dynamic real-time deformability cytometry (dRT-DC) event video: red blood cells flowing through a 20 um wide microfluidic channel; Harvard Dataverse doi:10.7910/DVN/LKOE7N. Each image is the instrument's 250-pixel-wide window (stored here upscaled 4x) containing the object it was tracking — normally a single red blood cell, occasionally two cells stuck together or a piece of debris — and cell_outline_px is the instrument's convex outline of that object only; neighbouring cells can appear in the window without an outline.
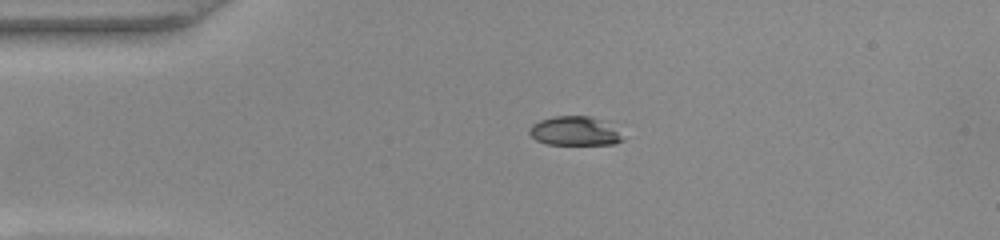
{"species": "common noctule bat (a hibernating species)", "species_latin": "Nyctalus noctula", "temperature_condition": "warm", "stored_images_in_passage": 40, "camera_frame_rate_fps": 3000, "um_per_image_px": 0.085, "animal": {"sex": "female", "body_mass_g": 22.0, "forearm_length_mm": 56.7}, "frame": {"image": 1, "passage_image": 1, "time_ms": 0.0, "image_size_px": [1000, 240], "cell_outline_px": [[624, 140], [612, 144], [548, 144], [536, 140], [528, 132], [528, 128], [532, 124], [540, 120], [552, 116], [588, 116], [604, 120]], "centroid_in_image_um": [48.77, 11.13], "position_along_channel_um": 36.2, "area_um2": 15.55}}
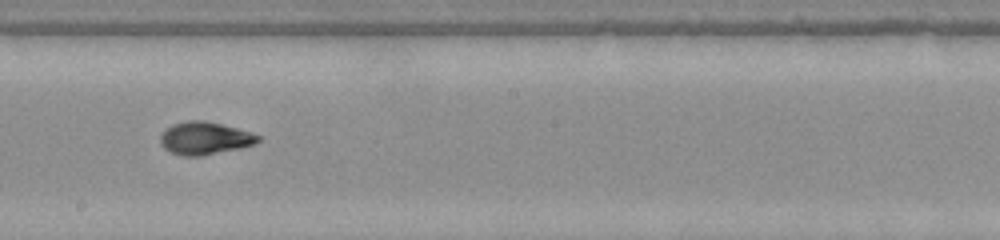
{"frame": {"image": 2, "passage_image": 18, "time_ms": 5.667, "image_size_px": [1000, 240], "cell_outline_px": [[260, 140], [252, 144], [240, 148], [200, 156], [184, 156], [172, 152], [164, 148], [160, 144], [160, 136], [164, 128], [172, 124], [188, 120], [204, 120], [252, 132], [260, 136]], "centroid_in_image_um": [17.36, 11.74], "position_along_channel_um": 230.8, "area_um2": 18.55}}
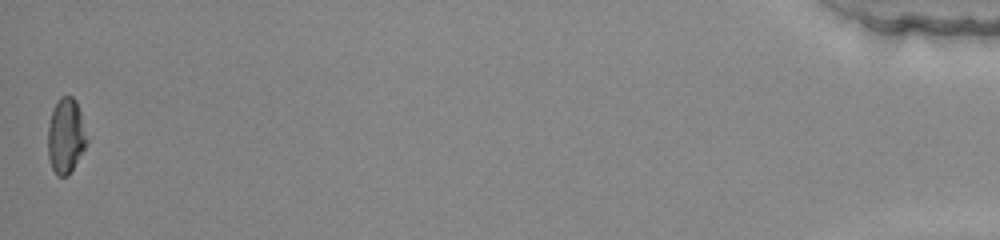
{"frame": {"image": 3, "passage_image": 40, "time_ms": 13.0, "image_size_px": [1000, 240], "cell_outline_px": [[88, 144], [68, 176], [56, 176], [52, 168], [48, 156], [48, 124], [52, 112], [60, 96], [72, 96], [76, 100], [80, 112], [88, 140]], "centroid_in_image_um": [5.6, 11.57], "position_along_channel_um": 429.6, "area_um2": 17.11}, "authors_computed_cell_mechanics": {"area_um2": 17.6579, "velocity_mm_per_s": 4.0693, "shape_relaxation_time_tau1_ms": 6.5731, "shape_relaxation_time_tau2_ms": 0.8548, "deformation_change_tau1": 0.2249, "deformation_change_tau2": 0.0471}}